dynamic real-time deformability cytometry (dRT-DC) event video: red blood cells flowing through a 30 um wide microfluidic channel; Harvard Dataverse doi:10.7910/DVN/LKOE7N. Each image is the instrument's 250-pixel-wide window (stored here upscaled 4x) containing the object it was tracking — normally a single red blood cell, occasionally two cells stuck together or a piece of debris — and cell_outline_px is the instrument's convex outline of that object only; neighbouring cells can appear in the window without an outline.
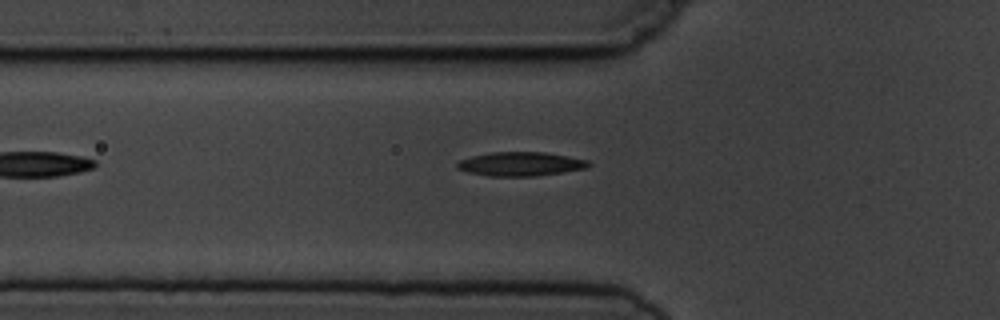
{"species": "common noctule bat (a hibernating species)", "species_latin": "Nyctalus noctula", "temperature_condition": "cold", "stored_images_in_passage": 7, "camera_frame_rate_fps": 3000, "um_per_image_px": 0.085, "animal": {"sex": "male", "body_mass_g": 19.5, "forearm_length_mm": 54.6}, "frame": {"image": 1, "passage_image": 6, "time_ms": 6.0, "image_size_px": [1000, 320], "cell_outline_px": [[592, 164], [588, 168], [536, 176], [488, 176], [468, 172], [456, 168], [456, 164], [460, 160], [472, 156], [492, 152], [544, 152], [588, 160]], "centroid_in_image_um": [44.25, 13.94], "position_along_channel_um": 81.5, "area_um2": 18.32}}
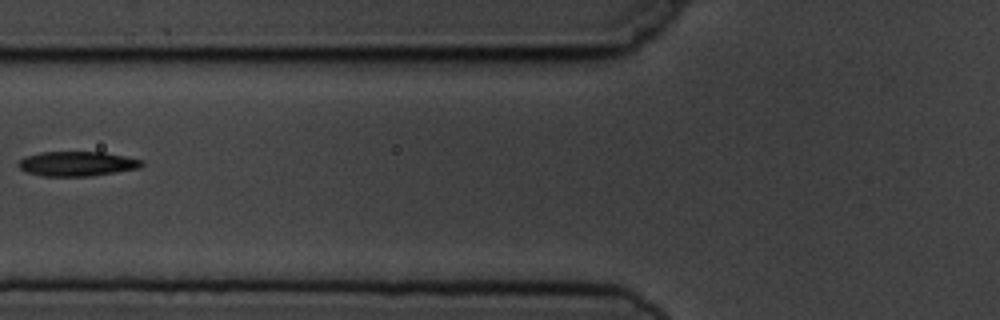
{"frame": {"image": 2, "passage_image": 7, "time_ms": 7.0, "image_size_px": [1000, 320], "cell_outline_px": [[144, 164], [140, 168], [92, 176], [44, 176], [28, 172], [20, 168], [16, 164], [24, 156], [40, 152], [104, 152], [144, 160]], "centroid_in_image_um": [6.56, 13.91], "position_along_channel_um": 119.2, "area_um2": 17.8}}